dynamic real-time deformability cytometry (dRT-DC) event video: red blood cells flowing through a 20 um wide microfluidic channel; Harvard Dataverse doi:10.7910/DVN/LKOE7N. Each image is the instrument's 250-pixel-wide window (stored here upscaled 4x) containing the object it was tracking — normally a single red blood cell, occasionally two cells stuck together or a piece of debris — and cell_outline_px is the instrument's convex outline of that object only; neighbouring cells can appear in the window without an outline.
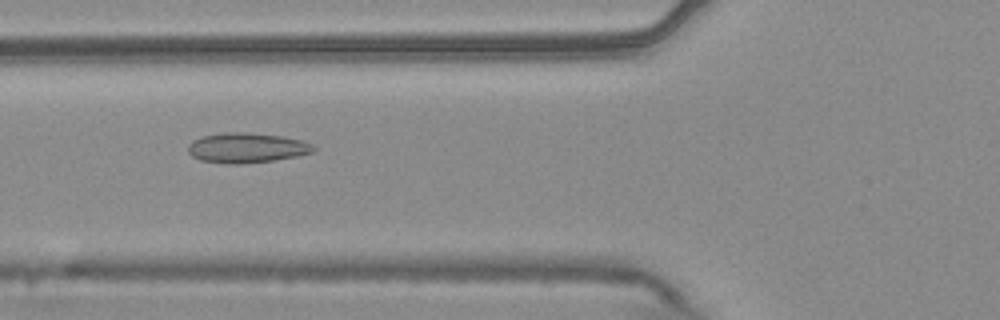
{"species": "common noctule bat (a hibernating species)", "species_latin": "Nyctalus noctula", "temperature_condition": "warm", "stored_images_in_passage": 55, "camera_frame_rate_fps": 3000, "um_per_image_px": 0.085, "animal": {"sex": "male", "body_mass_g": 20.4}, "frame": {"image": 1, "passage_image": 21, "time_ms": 6.667, "image_size_px": [1000, 320], "cell_outline_px": [[316, 148], [312, 152], [296, 156], [272, 160], [240, 164], [228, 164], [200, 160], [192, 156], [188, 152], [188, 144], [192, 140], [204, 136], [224, 132], [244, 132], [284, 136], [304, 140], [312, 144]], "centroid_in_image_um": [20.97, 12.56], "position_along_channel_um": 104.8, "area_um2": 21.96}}
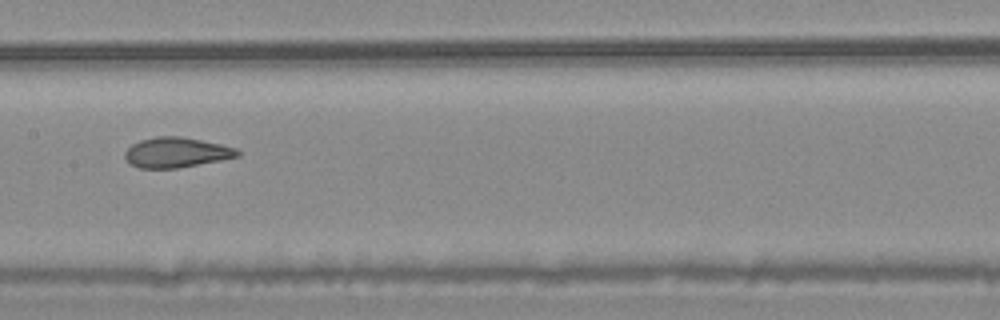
{"frame": {"image": 2, "passage_image": 28, "time_ms": 9.0, "image_size_px": [1000, 320], "cell_outline_px": [[240, 156], [220, 160], [176, 168], [140, 168], [132, 164], [124, 156], [124, 152], [132, 144], [140, 140], [156, 136], [180, 136], [220, 144], [236, 148], [240, 152]], "centroid_in_image_um": [14.98, 12.95], "position_along_channel_um": 192.4, "area_um2": 19.54}}
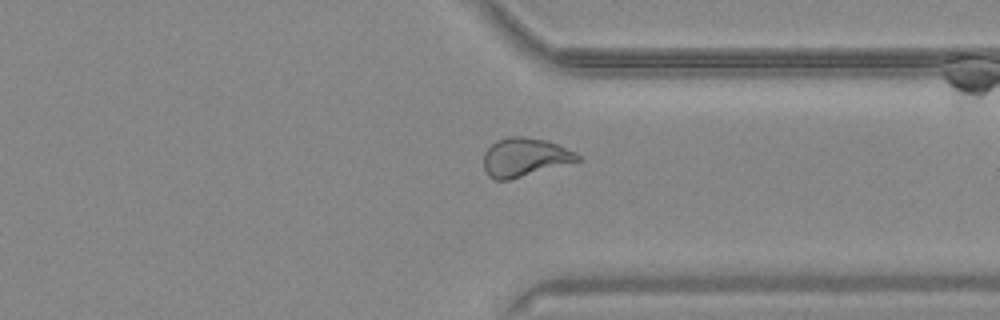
{"frame": {"image": 3, "passage_image": 42, "time_ms": 13.667, "image_size_px": [1000, 320], "cell_outline_px": [[580, 160], [508, 180], [496, 180], [488, 176], [484, 168], [484, 152], [496, 140], [508, 136], [524, 136], [548, 140], [576, 152], [580, 156]], "centroid_in_image_um": [44.58, 13.34], "position_along_channel_um": 366.8, "area_um2": 21.04}, "authors_computed_cell_mechanics": {"area_um2": 22.0218, "velocity_mm_per_s": 3.742, "shape_relaxation_time_tau1_ms": null, "shape_relaxation_time_tau2_ms": 1.1906, "deformation_change_tau1": null, "deformation_change_tau2": 0.0761}}